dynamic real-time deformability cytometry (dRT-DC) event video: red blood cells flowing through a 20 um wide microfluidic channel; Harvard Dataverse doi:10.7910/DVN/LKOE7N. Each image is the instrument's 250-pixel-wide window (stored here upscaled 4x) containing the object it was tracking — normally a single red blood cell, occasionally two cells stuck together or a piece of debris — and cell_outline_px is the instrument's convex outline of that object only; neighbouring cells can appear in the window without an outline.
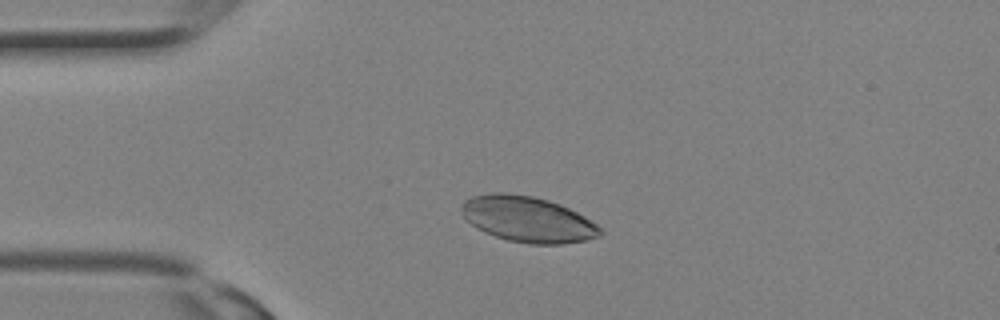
{"species": "Egyptian fruit bat (a non-hibernating species)", "species_latin": "Rousettus aegyptiacus", "temperature_condition": "room temperature", "stored_images_in_passage": 10, "camera_frame_rate_fps": 3000, "um_per_image_px": 0.085, "animal": {"sex": "female"}, "frame": {"image": 1, "passage_image": 6, "time_ms": 1.667, "image_size_px": [1000, 320], "cell_outline_px": [[604, 232], [596, 236], [584, 240], [560, 244], [528, 244], [508, 240], [484, 232], [472, 224], [464, 216], [460, 208], [460, 204], [464, 200], [472, 196], [492, 192], [504, 192], [532, 196], [548, 200], [560, 204], [584, 216], [596, 224]], "centroid_in_image_um": [44.82, 18.62], "position_along_channel_um": 40.2, "area_um2": 36.76}}
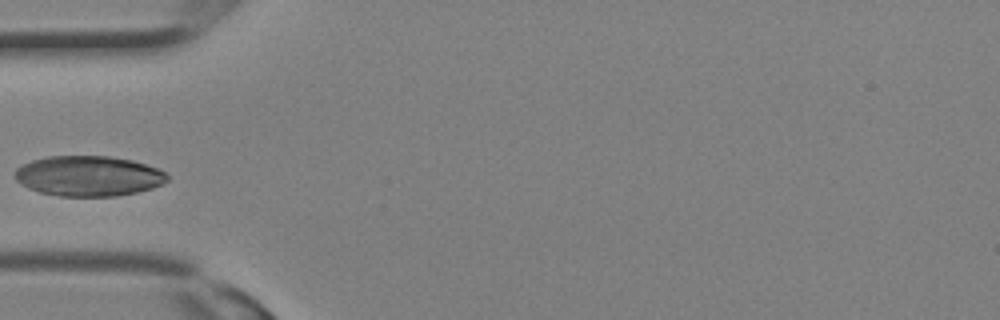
{"frame": {"image": 2, "passage_image": 9, "time_ms": 2.667, "image_size_px": [1000, 320], "cell_outline_px": [[168, 180], [152, 188], [136, 192], [116, 196], [60, 196], [40, 192], [28, 188], [20, 184], [16, 180], [12, 172], [16, 168], [32, 160], [48, 156], [112, 156], [132, 160], [156, 168], [164, 172], [168, 176]], "centroid_in_image_um": [7.48, 14.95], "position_along_channel_um": 77.5, "area_um2": 35.78}}